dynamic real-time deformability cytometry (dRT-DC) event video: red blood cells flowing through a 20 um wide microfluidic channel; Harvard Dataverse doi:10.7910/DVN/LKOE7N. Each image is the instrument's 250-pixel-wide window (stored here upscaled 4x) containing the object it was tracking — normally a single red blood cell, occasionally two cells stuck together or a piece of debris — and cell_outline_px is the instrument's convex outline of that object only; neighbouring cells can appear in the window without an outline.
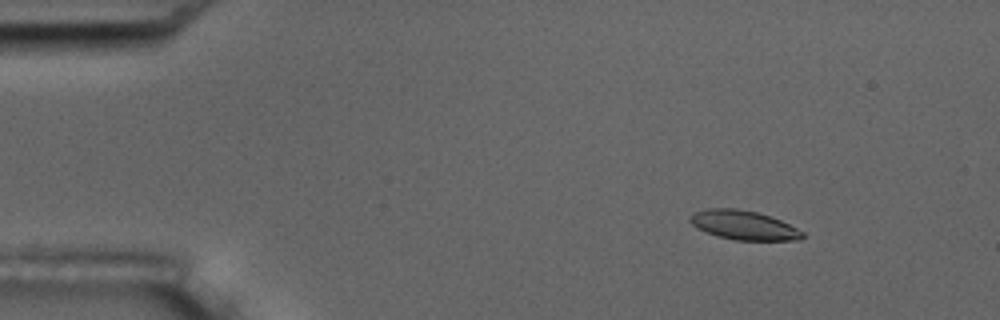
{"species": "common noctule bat (a hibernating species)", "species_latin": "Nyctalus noctula", "temperature_condition": "room temperature", "stored_images_in_passage": 7, "camera_frame_rate_fps": 3000, "um_per_image_px": 0.085, "animal": {"sex": "male", "body_mass_g": 17.5, "forearm_length_mm": 52.3}, "frame": {"image": 1, "passage_image": 3, "time_ms": 2.333, "image_size_px": [1000, 320], "cell_outline_px": [[804, 236], [800, 240], [736, 240], [720, 236], [696, 228], [688, 220], [688, 216], [692, 212], [708, 208], [736, 208], [756, 212], [780, 220], [804, 232]], "centroid_in_image_um": [63.17, 19.13], "position_along_channel_um": 21.8, "area_um2": 19.02}}
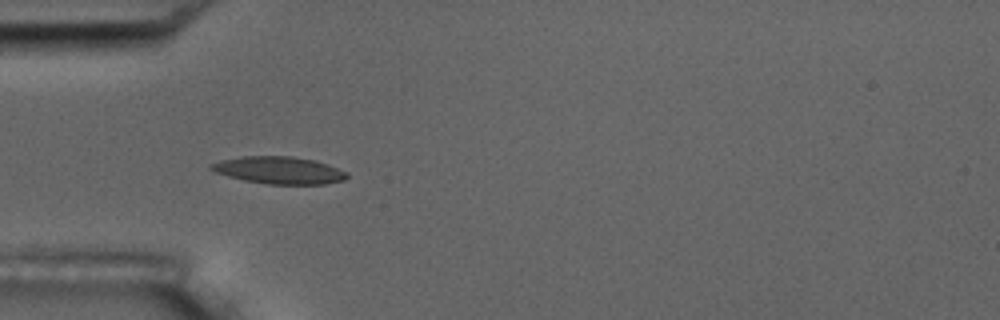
{"frame": {"image": 2, "passage_image": 6, "time_ms": 5.667, "image_size_px": [1000, 320], "cell_outline_px": [[348, 176], [344, 180], [324, 184], [268, 184], [244, 180], [228, 176], [216, 172], [208, 168], [208, 164], [220, 160], [240, 156], [292, 156], [316, 160], [328, 164], [348, 172]], "centroid_in_image_um": [23.71, 14.46], "position_along_channel_um": 61.3, "area_um2": 21.73}}